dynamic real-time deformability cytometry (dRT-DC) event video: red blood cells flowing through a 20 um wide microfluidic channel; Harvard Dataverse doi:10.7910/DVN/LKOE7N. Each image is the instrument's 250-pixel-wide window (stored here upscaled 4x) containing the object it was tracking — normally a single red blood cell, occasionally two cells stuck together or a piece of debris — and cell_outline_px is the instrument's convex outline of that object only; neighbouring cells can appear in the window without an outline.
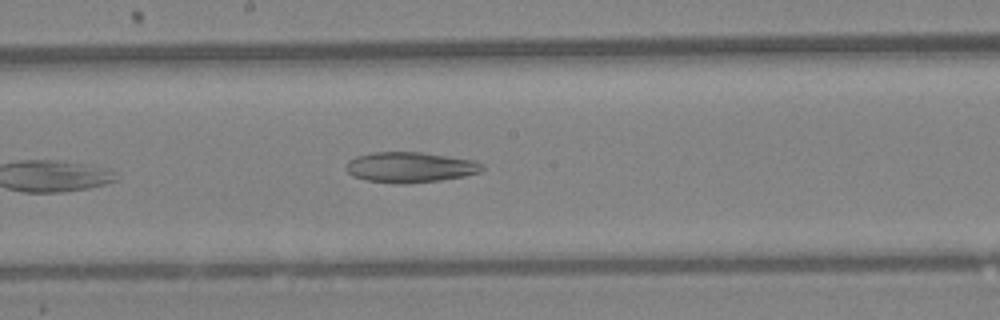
{"species": "Egyptian fruit bat (a non-hibernating species)", "species_latin": "Rousettus aegyptiacus", "temperature_condition": "warm", "stored_images_in_passage": 22, "camera_frame_rate_fps": 3000, "um_per_image_px": 0.085, "animal": {"sex": "female"}, "frame": {"image": 1, "passage_image": 13, "time_ms": 4.0, "image_size_px": [1000, 320], "cell_outline_px": [[484, 168], [480, 172], [464, 176], [440, 180], [408, 184], [396, 184], [368, 180], [352, 176], [348, 172], [348, 160], [356, 156], [376, 152], [424, 152], [472, 160], [484, 164]], "centroid_in_image_um": [34.88, 14.22], "position_along_channel_um": 213.3, "area_um2": 24.1}}